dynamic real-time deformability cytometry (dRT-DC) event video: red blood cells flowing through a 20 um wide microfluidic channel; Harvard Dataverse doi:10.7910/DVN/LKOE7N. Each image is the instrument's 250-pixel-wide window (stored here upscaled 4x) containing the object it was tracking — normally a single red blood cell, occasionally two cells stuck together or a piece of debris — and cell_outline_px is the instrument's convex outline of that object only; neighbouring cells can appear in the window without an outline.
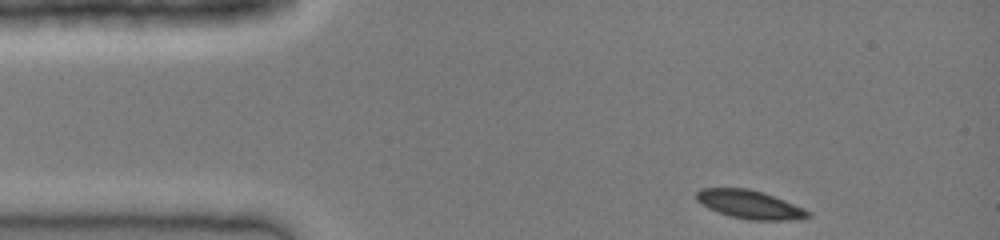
{"species": "common noctule bat (a hibernating species)", "species_latin": "Nyctalus noctula", "temperature_condition": "cold", "stored_images_in_passage": 33, "camera_frame_rate_fps": 3000, "um_per_image_px": 0.085, "animal": {"sex": "female", "body_mass_g": 19.0, "forearm_length_mm": 51.5}, "frame": {"image": 1, "passage_image": 1, "time_ms": 0.0, "image_size_px": [1000, 240], "cell_outline_px": [[812, 216], [800, 220], [748, 220], [728, 216], [708, 208], [696, 200], [696, 192], [700, 188], [748, 188], [764, 192], [804, 208], [812, 212]], "centroid_in_image_um": [63.76, 17.39], "position_along_channel_um": 21.2, "area_um2": 18.79}}
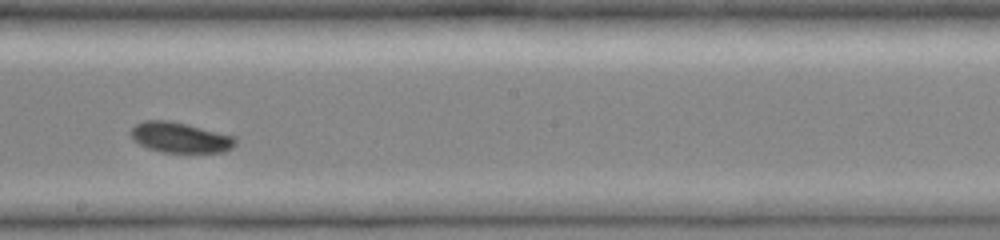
{"frame": {"image": 2, "passage_image": 19, "time_ms": 6.0, "image_size_px": [1000, 240], "cell_outline_px": [[236, 144], [232, 148], [224, 152], [160, 152], [148, 148], [132, 140], [128, 132], [136, 124], [144, 120], [168, 120], [188, 124], [236, 136]], "centroid_in_image_um": [15.3, 11.68], "position_along_channel_um": 232.9, "area_um2": 18.79}}
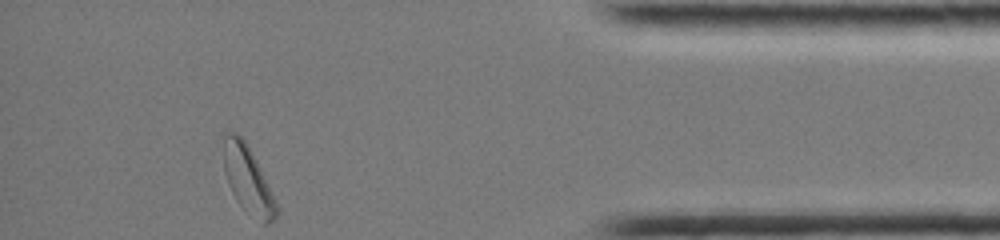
{"frame": {"image": 3, "passage_image": 33, "time_ms": 10.667, "image_size_px": [1000, 240], "cell_outline_px": [[276, 216], [268, 224], [264, 224], [244, 208], [236, 200], [228, 184], [224, 172], [224, 132], [236, 132], [244, 140], [276, 200]], "centroid_in_image_um": [21.03, 15.25], "position_along_channel_um": 414.2, "area_um2": 19.83}}